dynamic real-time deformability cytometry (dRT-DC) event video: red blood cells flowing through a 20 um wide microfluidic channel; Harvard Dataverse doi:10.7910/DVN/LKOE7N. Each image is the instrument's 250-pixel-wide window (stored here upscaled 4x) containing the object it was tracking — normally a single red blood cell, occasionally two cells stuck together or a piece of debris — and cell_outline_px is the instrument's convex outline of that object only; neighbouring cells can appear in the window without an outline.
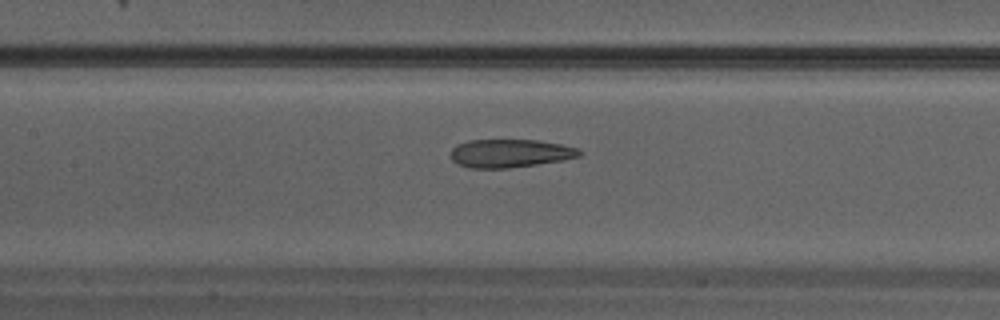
{"species": "Egyptian fruit bat (a non-hibernating species)", "species_latin": "Rousettus aegyptiacus", "temperature_condition": "warm", "stored_images_in_passage": 26, "camera_frame_rate_fps": 3000, "um_per_image_px": 0.085, "animal": {"sex": "male"}, "frame": {"image": 1, "passage_image": 8, "time_ms": 2.333, "image_size_px": [1000, 320], "cell_outline_px": [[580, 156], [564, 160], [508, 168], [468, 168], [456, 164], [452, 160], [452, 148], [456, 144], [468, 140], [540, 140], [580, 148]], "centroid_in_image_um": [43.34, 13.03], "position_along_channel_um": 164.1, "area_um2": 21.27}}
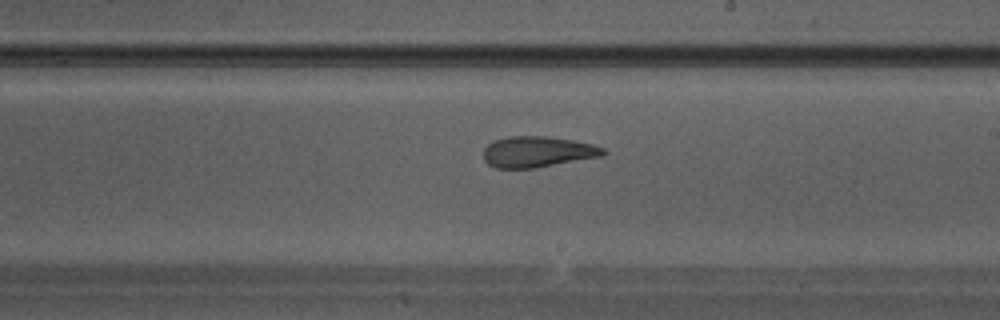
{"frame": {"image": 2, "passage_image": 12, "time_ms": 3.667, "image_size_px": [1000, 320], "cell_outline_px": [[608, 152], [604, 156], [536, 168], [496, 168], [488, 164], [484, 160], [484, 148], [488, 144], [496, 140], [508, 136], [548, 136], [572, 140], [592, 144], [604, 148]], "centroid_in_image_um": [45.72, 12.91], "position_along_channel_um": 243.3, "area_um2": 21.73}}